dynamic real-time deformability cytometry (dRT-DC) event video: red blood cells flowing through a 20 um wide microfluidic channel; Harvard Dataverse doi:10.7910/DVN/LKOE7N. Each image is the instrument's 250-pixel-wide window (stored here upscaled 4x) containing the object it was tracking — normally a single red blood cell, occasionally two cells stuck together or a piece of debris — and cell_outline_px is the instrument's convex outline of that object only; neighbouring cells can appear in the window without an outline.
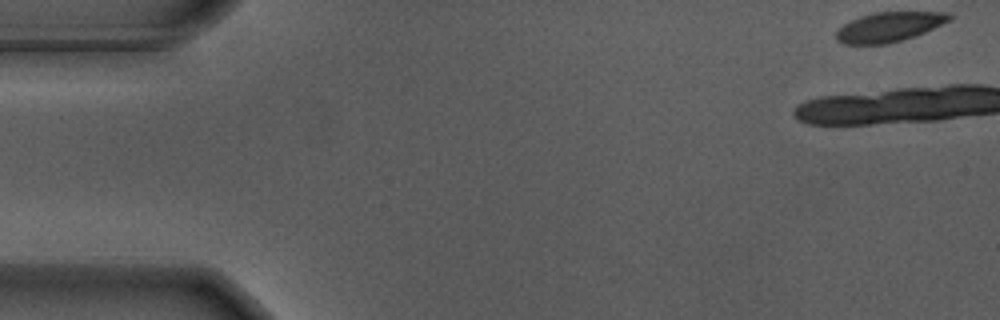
{"species": "Egyptian fruit bat (a non-hibernating species)", "species_latin": "Rousettus aegyptiacus", "temperature_condition": "warm", "stored_images_in_passage": 25, "camera_frame_rate_fps": 3000, "um_per_image_px": 0.085, "animal": {"sex": "male"}, "frame": {"image": 1, "passage_image": 1, "time_ms": 0.0, "image_size_px": [1000, 320], "cell_outline_px": [[952, 16], [948, 20], [916, 36], [888, 44], [844, 44], [836, 40], [836, 32], [844, 24], [860, 16], [872, 12], [948, 12]], "centroid_in_image_um": [75.53, 2.29], "position_along_channel_um": 9.5, "area_um2": 19.36}}
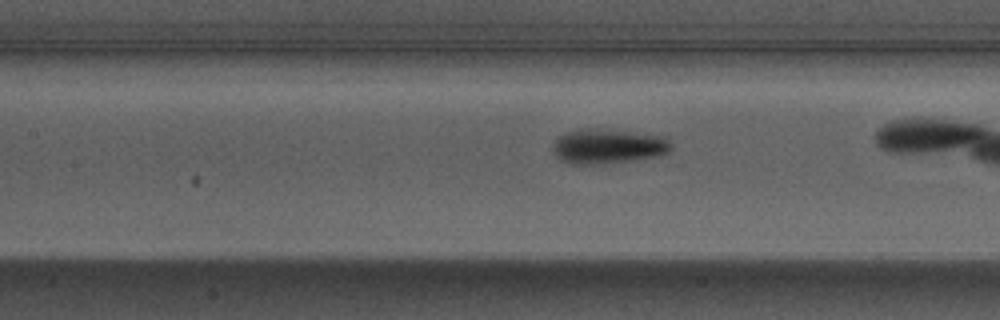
{"frame": {"image": 2, "passage_image": 22, "time_ms": 7.0, "image_size_px": [1000, 320], "cell_outline_px": [[672, 148], [668, 152], [656, 156], [632, 160], [592, 164], [572, 164], [560, 160], [556, 156], [552, 148], [552, 144], [560, 136], [568, 132], [580, 128], [596, 128], [668, 136], [672, 144]], "centroid_in_image_um": [51.7, 12.42], "position_along_channel_um": 155.7, "area_um2": 23.99}}